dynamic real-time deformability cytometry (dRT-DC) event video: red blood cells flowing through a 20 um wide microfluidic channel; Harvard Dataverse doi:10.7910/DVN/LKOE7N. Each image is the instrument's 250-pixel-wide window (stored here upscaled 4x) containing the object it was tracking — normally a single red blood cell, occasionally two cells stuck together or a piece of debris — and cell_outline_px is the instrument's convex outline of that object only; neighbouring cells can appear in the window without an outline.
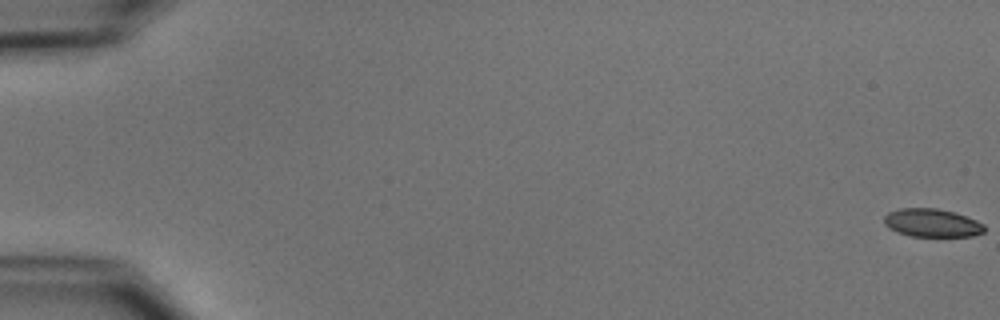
{"species": "common noctule bat (a hibernating species)", "species_latin": "Nyctalus noctula", "temperature_condition": "cold", "stored_images_in_passage": 55, "camera_frame_rate_fps": 3000, "um_per_image_px": 0.085, "animal": {"sex": "male", "body_mass_g": 15.6}, "frame": {"image": 1, "passage_image": 1, "time_ms": 0.0, "image_size_px": [1000, 320], "cell_outline_px": [[984, 232], [972, 236], [912, 236], [896, 232], [888, 228], [884, 224], [884, 216], [888, 212], [900, 208], [936, 208], [956, 212], [976, 220], [984, 224]], "centroid_in_image_um": [79.2, 18.94], "position_along_channel_um": 5.8, "area_um2": 16.59}}
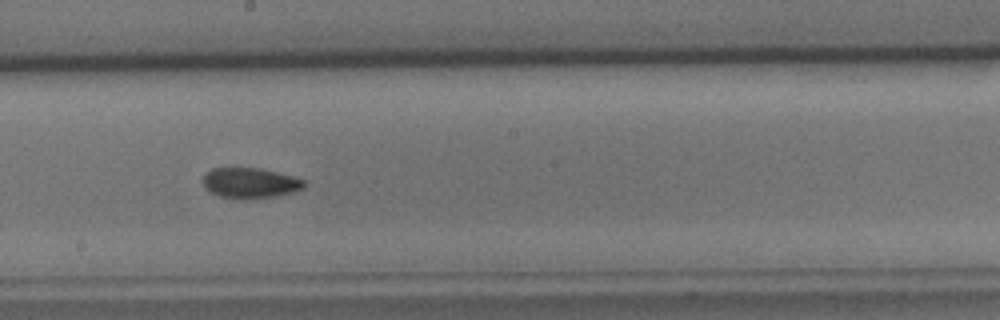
{"frame": {"image": 2, "passage_image": 32, "time_ms": 10.333, "image_size_px": [1000, 320], "cell_outline_px": [[304, 188], [296, 192], [248, 200], [244, 200], [220, 196], [204, 188], [204, 176], [212, 168], [260, 168], [292, 176], [304, 180]], "centroid_in_image_um": [21.27, 15.56], "position_along_channel_um": 226.9, "area_um2": 17.86}}
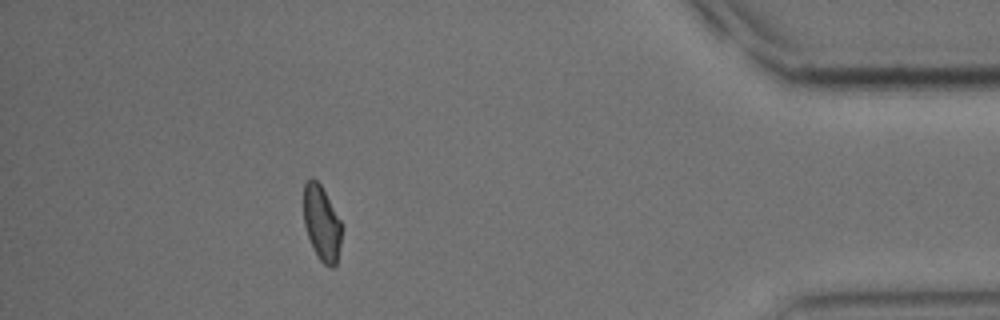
{"frame": {"image": 3, "passage_image": 50, "time_ms": 16.333, "image_size_px": [1000, 320], "cell_outline_px": [[340, 244], [336, 264], [332, 268], [328, 268], [316, 256], [308, 236], [304, 224], [304, 184], [312, 176], [320, 184], [340, 220]], "centroid_in_image_um": [27.32, 18.99], "position_along_channel_um": 407.9, "area_um2": 16.36}, "authors_computed_cell_mechanics": {"area_um2": 17.629, "velocity_mm_per_s": 3.7538, "shape_relaxation_time_tau1_ms": 3.8053, "shape_relaxation_time_tau2_ms": 3.0051, "deformation_change_tau1": 0.1149, "deformation_change_tau2": 0.0774}}